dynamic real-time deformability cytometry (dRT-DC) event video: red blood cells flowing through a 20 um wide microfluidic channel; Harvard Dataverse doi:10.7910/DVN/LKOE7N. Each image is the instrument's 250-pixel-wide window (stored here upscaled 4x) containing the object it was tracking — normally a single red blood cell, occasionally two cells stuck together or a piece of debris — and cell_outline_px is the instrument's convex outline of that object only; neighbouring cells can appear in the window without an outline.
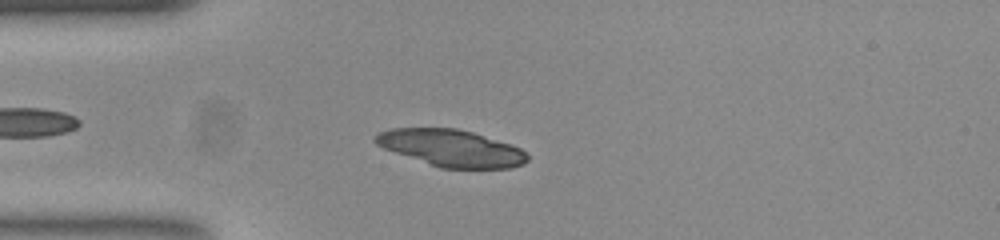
{"species": "common noctule bat (a hibernating species)", "species_latin": "Nyctalus noctula", "temperature_condition": "room temperature", "stored_images_in_passage": 51, "camera_frame_rate_fps": 3000, "um_per_image_px": 0.085, "animal": {"sex": "female", "body_mass_g": 23.0, "forearm_length_mm": 53.4}, "frame": {"image": 1, "passage_image": 13, "time_ms": 4.0, "image_size_px": [1000, 240], "cell_outline_px": [[528, 160], [524, 164], [512, 168], [440, 168], [384, 148], [376, 144], [372, 140], [380, 132], [392, 128], [456, 128], [472, 132], [512, 144], [520, 148], [528, 156]], "centroid_in_image_um": [38.38, 12.59], "position_along_channel_um": 46.6, "area_um2": 32.48}}